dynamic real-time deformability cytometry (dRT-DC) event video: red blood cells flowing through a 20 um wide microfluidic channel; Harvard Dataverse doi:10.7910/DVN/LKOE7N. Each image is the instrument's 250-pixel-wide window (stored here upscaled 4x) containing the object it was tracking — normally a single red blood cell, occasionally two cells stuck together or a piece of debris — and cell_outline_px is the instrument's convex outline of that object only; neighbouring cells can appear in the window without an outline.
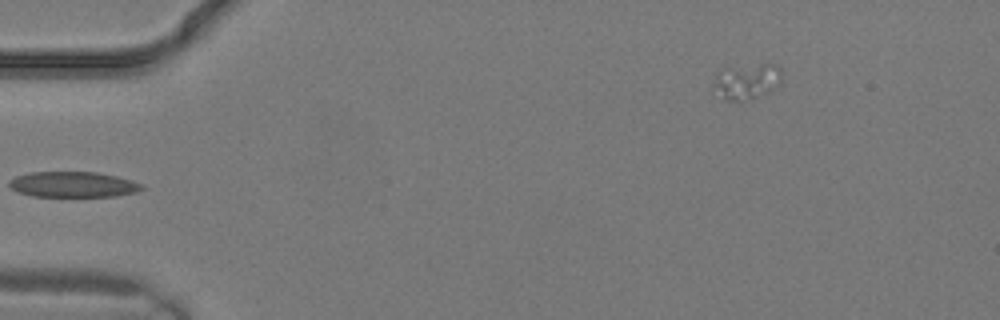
{"species": "common noctule bat (a hibernating species)", "species_latin": "Nyctalus noctula", "temperature_condition": "warm", "stored_images_in_passage": 10, "segment_of_instrument_passage": [2, 2], "camera_frame_rate_fps": 3000, "um_per_image_px": 0.085, "animal": {"sex": "male", "body_mass_g": 19.2, "forearm_length_mm": 51.8}, "frame": {"image": 1, "passage_image": 10, "time_ms": 3.0, "image_size_px": [1000, 320], "cell_outline_px": [[780, 84], [768, 92], [756, 96], [740, 100], [728, 100], [712, 88], [716, 72], [728, 68], [760, 64], [776, 64], [780, 68]], "centroid_in_image_um": [63.47, 6.89], "position_along_channel_um": 21.5, "area_um2": 13.7}}